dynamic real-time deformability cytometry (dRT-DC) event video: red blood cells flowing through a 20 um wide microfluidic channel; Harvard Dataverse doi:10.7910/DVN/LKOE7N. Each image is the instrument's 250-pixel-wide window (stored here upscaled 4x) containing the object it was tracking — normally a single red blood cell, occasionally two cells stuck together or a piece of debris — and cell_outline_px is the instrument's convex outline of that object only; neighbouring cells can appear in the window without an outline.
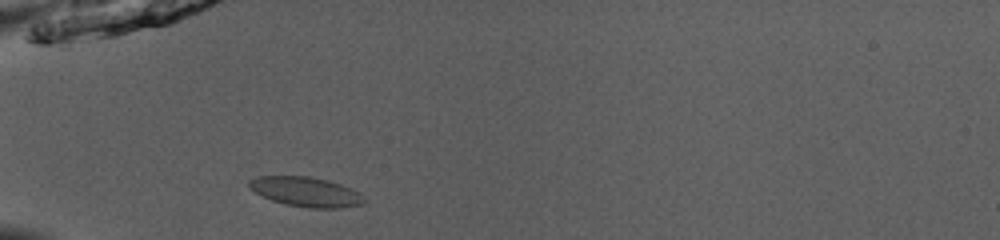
{"species": "common noctule bat (a hibernating species)", "species_latin": "Nyctalus noctula", "temperature_condition": "room temperature", "stored_images_in_passage": 36, "camera_frame_rate_fps": 3000, "um_per_image_px": 0.085, "animal": {"sex": "male", "body_mass_g": 13.0, "forearm_length_mm": 53.1}, "frame": {"image": 1, "passage_image": 2, "time_ms": 0.333, "image_size_px": [1000, 240], "cell_outline_px": [[368, 200], [364, 204], [340, 208], [312, 208], [284, 204], [272, 200], [248, 188], [248, 180], [256, 176], [308, 176], [328, 180], [340, 184], [364, 196]], "centroid_in_image_um": [26.0, 16.3], "position_along_channel_um": 59.0, "area_um2": 19.88}}
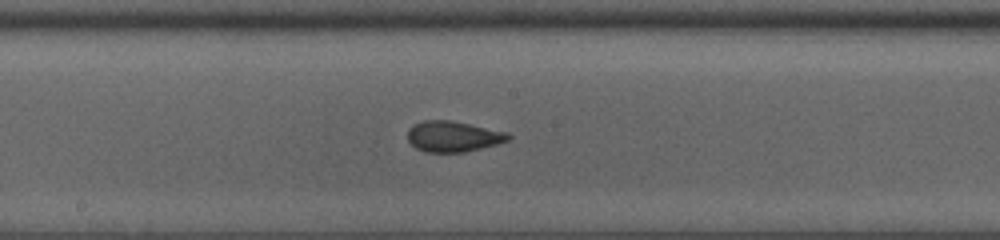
{"frame": {"image": 2, "passage_image": 14, "time_ms": 4.333, "image_size_px": [1000, 240], "cell_outline_px": [[512, 136], [508, 140], [496, 144], [464, 152], [424, 152], [416, 148], [408, 140], [408, 128], [412, 124], [424, 120], [452, 120], [508, 132]], "centroid_in_image_um": [38.5, 11.58], "position_along_channel_um": 209.7, "area_um2": 18.09}}
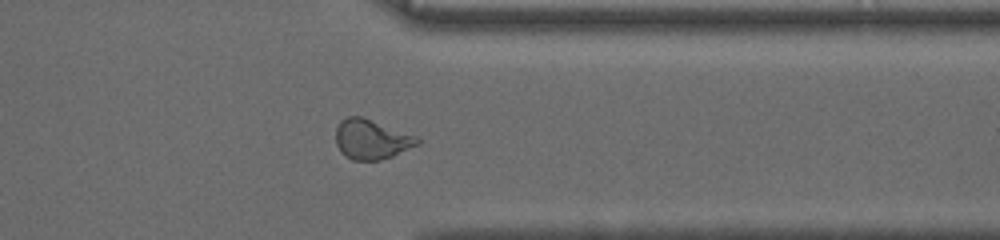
{"frame": {"image": 3, "passage_image": 27, "time_ms": 8.667, "image_size_px": [1000, 240], "cell_outline_px": [[420, 144], [392, 156], [380, 160], [352, 160], [340, 152], [336, 144], [336, 128], [340, 120], [348, 116], [360, 116], [416, 136], [420, 140]], "centroid_in_image_um": [31.55, 11.85], "position_along_channel_um": 379.9, "area_um2": 18.79}, "authors_computed_cell_mechanics": {"area_um2": 18.6116, "velocity_mm_per_s": 3.9522, "shape_relaxation_time_tau1_ms": 5.2892, "shape_relaxation_time_tau2_ms": 1.0822, "deformation_change_tau1": 0.1252, "deformation_change_tau2": 0.0408}}